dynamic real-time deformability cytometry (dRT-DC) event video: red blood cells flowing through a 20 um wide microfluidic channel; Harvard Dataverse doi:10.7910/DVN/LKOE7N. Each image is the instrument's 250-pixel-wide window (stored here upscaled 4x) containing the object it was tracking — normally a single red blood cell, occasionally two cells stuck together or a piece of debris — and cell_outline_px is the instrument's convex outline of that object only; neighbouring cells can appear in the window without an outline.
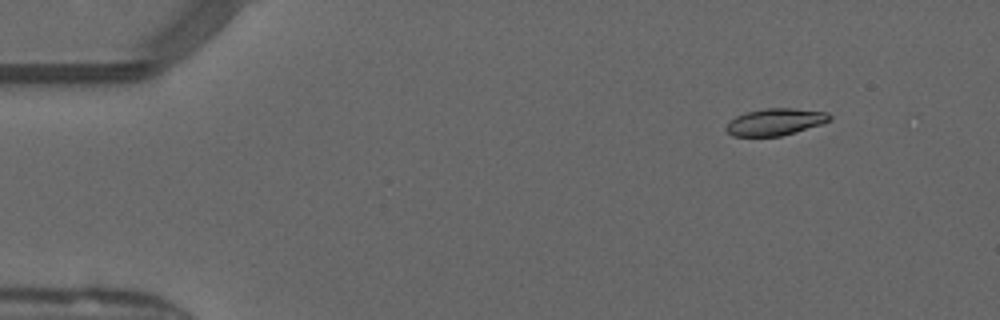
{"species": "common noctule bat (a hibernating species)", "species_latin": "Nyctalus noctula", "temperature_condition": "warm", "stored_images_in_passage": 15, "camera_frame_rate_fps": 3000, "um_per_image_px": 0.085, "animal": {"sex": "male", "forearm_length_mm": 52.5}, "frame": {"image": 1, "passage_image": 1, "time_ms": 0.0, "image_size_px": [1000, 320], "cell_outline_px": [[832, 120], [796, 132], [780, 136], [732, 136], [724, 128], [736, 116], [748, 112], [764, 108], [792, 108], [828, 112], [832, 116]], "centroid_in_image_um": [65.93, 10.36], "position_along_channel_um": 19.1, "area_um2": 16.13}}
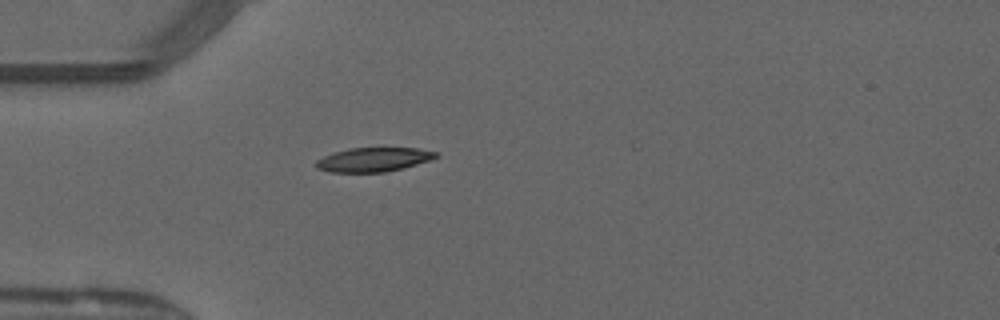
{"frame": {"image": 2, "passage_image": 10, "time_ms": 3.0, "image_size_px": [1000, 320], "cell_outline_px": [[436, 156], [432, 160], [404, 168], [384, 172], [332, 172], [316, 168], [316, 160], [324, 156], [336, 152], [352, 148], [416, 148], [436, 152]], "centroid_in_image_um": [31.76, 13.57], "position_along_channel_um": 53.2, "area_um2": 16.65}}
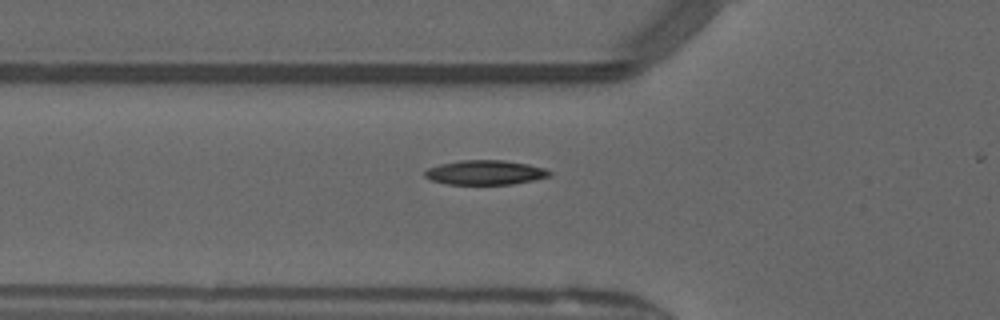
{"frame": {"image": 3, "passage_image": 13, "time_ms": 4.0, "image_size_px": [1000, 320], "cell_outline_px": [[552, 176], [512, 184], [448, 184], [432, 180], [424, 176], [424, 172], [428, 168], [440, 164], [460, 160], [504, 160], [528, 164], [544, 168], [552, 172]], "centroid_in_image_um": [41.25, 14.65], "position_along_channel_um": 84.5, "area_um2": 17.74}}